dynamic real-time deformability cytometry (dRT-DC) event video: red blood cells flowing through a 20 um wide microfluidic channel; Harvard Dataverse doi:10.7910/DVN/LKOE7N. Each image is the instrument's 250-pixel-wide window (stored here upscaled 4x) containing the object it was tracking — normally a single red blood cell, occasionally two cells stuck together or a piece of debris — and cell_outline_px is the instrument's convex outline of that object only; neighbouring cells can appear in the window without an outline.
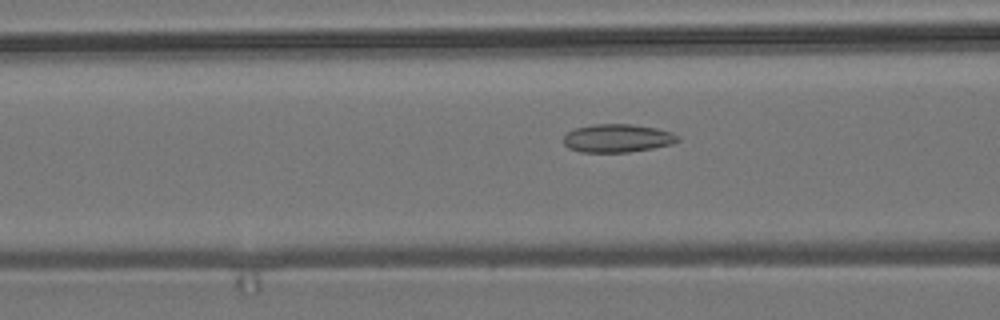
{"species": "common noctule bat (a hibernating species)", "species_latin": "Nyctalus noctula", "temperature_condition": "room temperature", "stored_images_in_passage": 56, "camera_frame_rate_fps": 3000, "um_per_image_px": 0.085, "animal": {"sex": "male", "body_mass_g": 19.2, "forearm_length_mm": 51.8}, "frame": {"image": 1, "passage_image": 22, "time_ms": 7.0, "image_size_px": [1000, 320], "cell_outline_px": [[680, 140], [672, 144], [652, 148], [628, 152], [580, 152], [568, 148], [564, 144], [564, 136], [568, 132], [576, 128], [592, 124], [632, 124], [656, 128], [672, 132], [680, 136]], "centroid_in_image_um": [52.49, 11.74], "position_along_channel_um": 114.1, "area_um2": 18.84}}
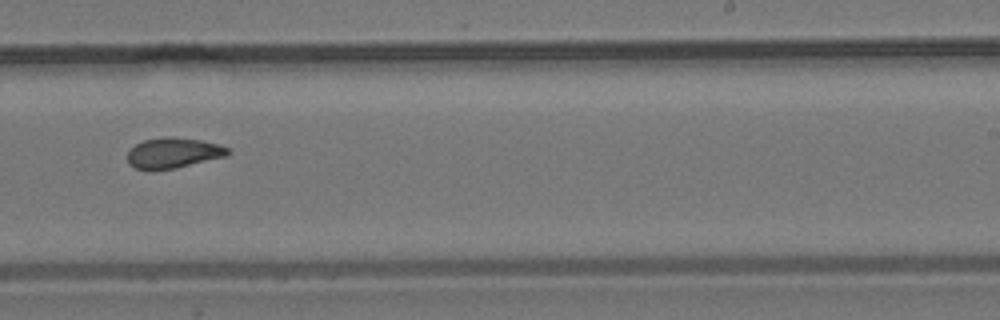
{"frame": {"image": 2, "passage_image": 35, "time_ms": 11.333, "image_size_px": [1000, 320], "cell_outline_px": [[232, 152], [228, 156], [176, 168], [152, 172], [136, 168], [128, 164], [128, 152], [136, 144], [144, 140], [164, 136], [172, 136], [200, 140], [220, 144], [228, 148]], "centroid_in_image_um": [14.74, 13.01], "position_along_channel_um": 274.3, "area_um2": 18.26}}
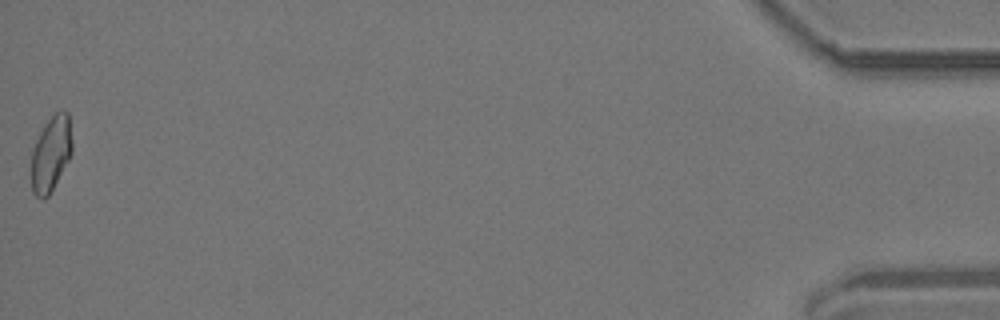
{"frame": {"image": 3, "passage_image": 56, "time_ms": 18.333, "image_size_px": [1000, 320], "cell_outline_px": [[72, 152], [68, 160], [48, 196], [44, 200], [40, 200], [32, 192], [32, 148], [44, 124], [56, 112], [64, 108], [68, 112], [72, 140]], "centroid_in_image_um": [4.33, 13.04], "position_along_channel_um": 430.9, "area_um2": 17.86}, "authors_computed_cell_mechanics": {"area_um2": 18.2359, "velocity_mm_per_s": 3.6986, "shape_relaxation_time_tau1_ms": null, "shape_relaxation_time_tau2_ms": 2.2163, "deformation_change_tau1": null, "deformation_change_tau2": 0.0803}}